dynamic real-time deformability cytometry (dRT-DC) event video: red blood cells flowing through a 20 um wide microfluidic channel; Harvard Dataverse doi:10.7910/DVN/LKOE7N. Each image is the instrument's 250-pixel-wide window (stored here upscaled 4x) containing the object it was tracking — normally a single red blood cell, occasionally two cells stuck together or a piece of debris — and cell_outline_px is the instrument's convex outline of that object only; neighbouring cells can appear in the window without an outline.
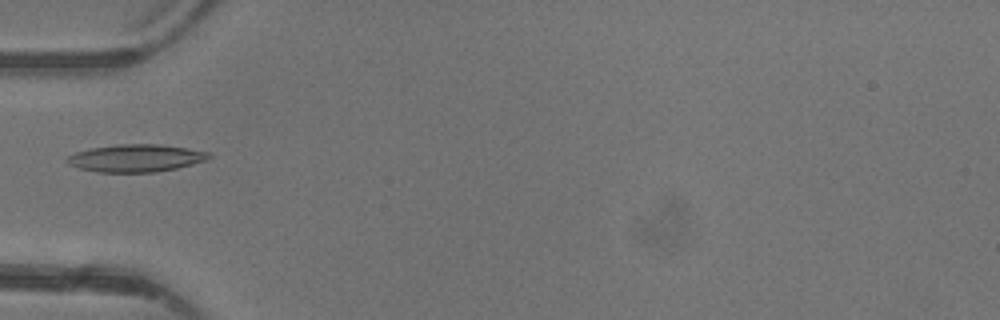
{"species": "common noctule bat (a hibernating species)", "species_latin": "Nyctalus noctula", "temperature_condition": "warm", "stored_images_in_passage": 5, "camera_frame_rate_fps": 3000, "um_per_image_px": 0.085, "animal": {"sex": "female"}, "frame": {"image": 1, "passage_image": 5, "time_ms": 5.0, "image_size_px": [1000, 320], "cell_outline_px": [[212, 156], [204, 160], [192, 164], [176, 168], [156, 172], [96, 172], [80, 168], [68, 164], [64, 160], [68, 156], [76, 152], [92, 148], [116, 144], [160, 144], [188, 148], [212, 152]], "centroid_in_image_um": [11.55, 13.43], "position_along_channel_um": 73.4, "area_um2": 22.77}}